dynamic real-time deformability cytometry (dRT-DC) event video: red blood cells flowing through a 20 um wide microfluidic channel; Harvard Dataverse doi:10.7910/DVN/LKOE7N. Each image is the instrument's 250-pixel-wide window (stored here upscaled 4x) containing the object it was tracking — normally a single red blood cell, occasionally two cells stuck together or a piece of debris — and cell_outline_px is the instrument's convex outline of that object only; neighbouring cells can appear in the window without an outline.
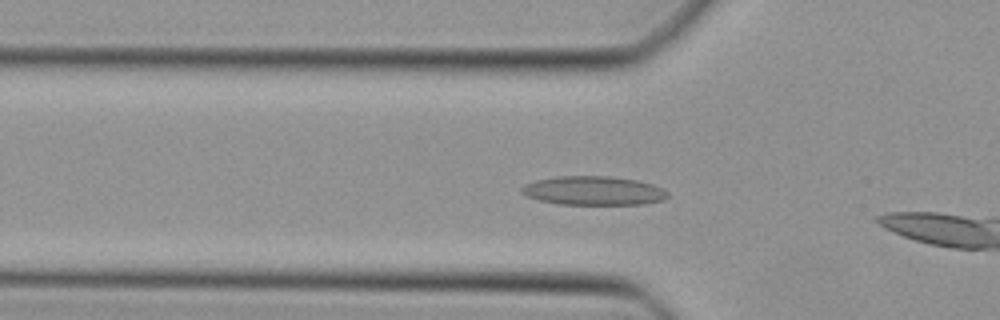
{"species": "Egyptian fruit bat (a non-hibernating species)", "species_latin": "Rousettus aegyptiacus", "temperature_condition": "cold", "stored_images_in_passage": 10, "camera_frame_rate_fps": 3000, "um_per_image_px": 0.085, "animal": {"sex": "female"}, "frame": {"image": 1, "passage_image": 5, "time_ms": 1.333, "image_size_px": [1000, 320], "cell_outline_px": [[668, 196], [664, 200], [644, 204], [560, 204], [540, 200], [528, 196], [520, 192], [520, 188], [524, 184], [536, 180], [556, 176], [608, 176], [636, 180], [652, 184], [664, 188], [668, 192]], "centroid_in_image_um": [50.46, 16.2], "position_along_channel_um": 75.3, "area_um2": 24.62}}
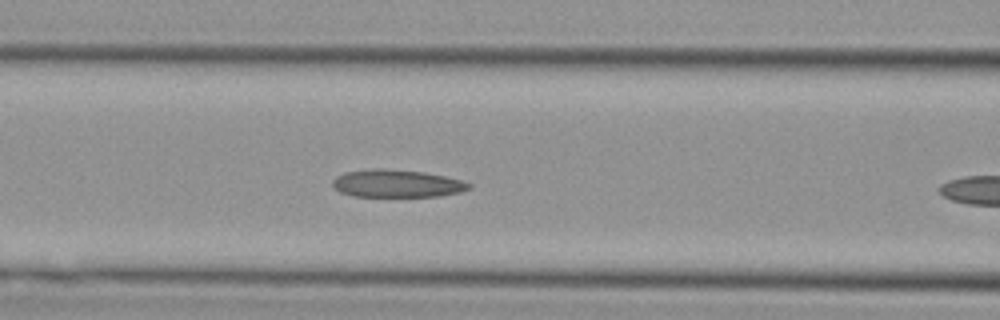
{"frame": {"image": 2, "passage_image": 9, "time_ms": 2.667, "image_size_px": [1000, 320], "cell_outline_px": [[472, 188], [460, 192], [440, 196], [352, 196], [340, 192], [332, 184], [332, 180], [336, 176], [344, 172], [376, 168], [380, 168], [424, 172], [444, 176], [460, 180], [472, 184]], "centroid_in_image_um": [33.73, 15.6], "position_along_channel_um": 132.9, "area_um2": 21.91}}